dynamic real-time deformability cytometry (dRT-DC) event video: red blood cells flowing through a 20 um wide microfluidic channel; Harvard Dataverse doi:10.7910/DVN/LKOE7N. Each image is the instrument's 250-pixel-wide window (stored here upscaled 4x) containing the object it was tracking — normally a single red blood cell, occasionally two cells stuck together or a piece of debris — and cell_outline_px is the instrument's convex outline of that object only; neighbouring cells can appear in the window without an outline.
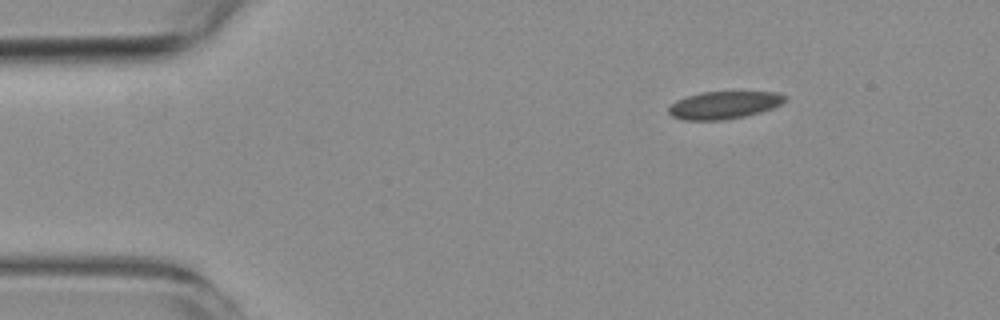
{"species": "common noctule bat (a hibernating species)", "species_latin": "Nyctalus noctula", "temperature_condition": "room temperature", "stored_images_in_passage": 11, "camera_frame_rate_fps": 3000, "um_per_image_px": 0.085, "animal": {"sex": "female", "body_mass_g": 19.3, "forearm_length_mm": 54.1}, "frame": {"image": 1, "passage_image": 1, "time_ms": 0.0, "image_size_px": [1000, 320], "cell_outline_px": [[788, 100], [772, 108], [760, 112], [744, 116], [724, 120], [684, 120], [672, 116], [668, 112], [668, 108], [676, 100], [700, 92], [776, 92], [788, 96]], "centroid_in_image_um": [61.55, 8.93], "position_along_channel_um": 23.4, "area_um2": 18.67}}
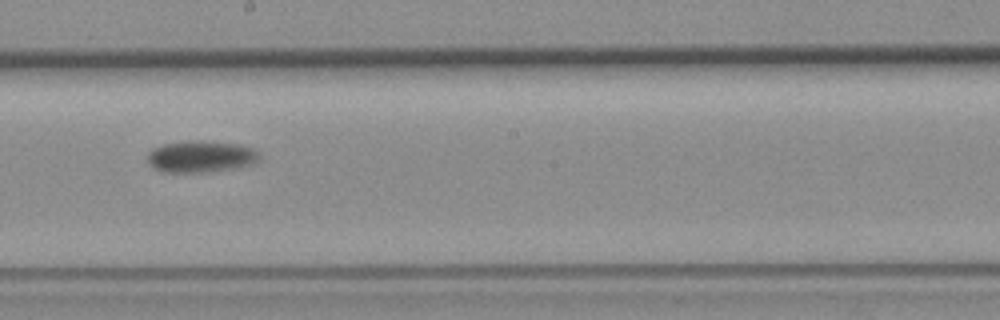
{"frame": {"image": 2, "passage_image": 7, "time_ms": 7.667, "image_size_px": [1000, 320], "cell_outline_px": [[264, 160], [256, 164], [240, 168], [208, 172], [164, 172], [156, 168], [148, 160], [148, 152], [152, 148], [164, 144], [184, 140], [196, 140], [240, 144], [252, 148], [260, 152]], "centroid_in_image_um": [17.2, 13.3], "position_along_channel_um": 231.0, "area_um2": 21.21}}
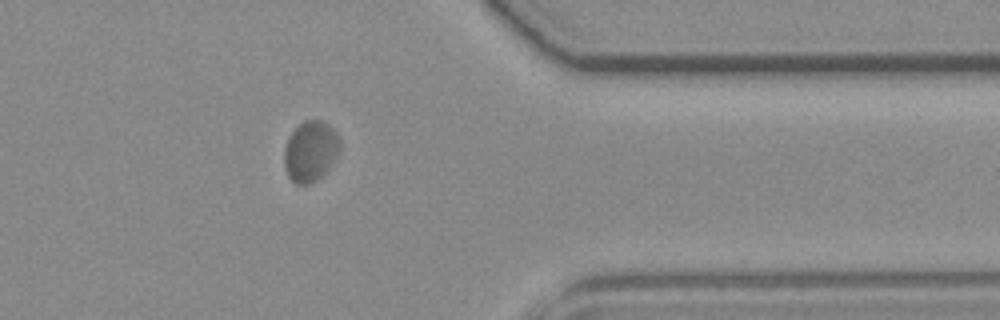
{"frame": {"image": 3, "passage_image": 11, "time_ms": 12.333, "image_size_px": [1000, 320], "cell_outline_px": [[340, 152], [332, 164], [316, 180], [308, 184], [296, 184], [288, 176], [284, 168], [284, 148], [288, 136], [304, 120], [324, 120], [336, 132], [340, 140]], "centroid_in_image_um": [26.39, 12.84], "position_along_channel_um": 385.0, "area_um2": 19.77}, "authors_computed_cell_mechanics": {"area_um2": 20.23, "velocity_mm_per_s": 3.6519, "shape_relaxation_time_tau1_ms": null, "shape_relaxation_time_tau2_ms": 0.5311, "deformation_change_tau1": null, "deformation_change_tau2": null}}